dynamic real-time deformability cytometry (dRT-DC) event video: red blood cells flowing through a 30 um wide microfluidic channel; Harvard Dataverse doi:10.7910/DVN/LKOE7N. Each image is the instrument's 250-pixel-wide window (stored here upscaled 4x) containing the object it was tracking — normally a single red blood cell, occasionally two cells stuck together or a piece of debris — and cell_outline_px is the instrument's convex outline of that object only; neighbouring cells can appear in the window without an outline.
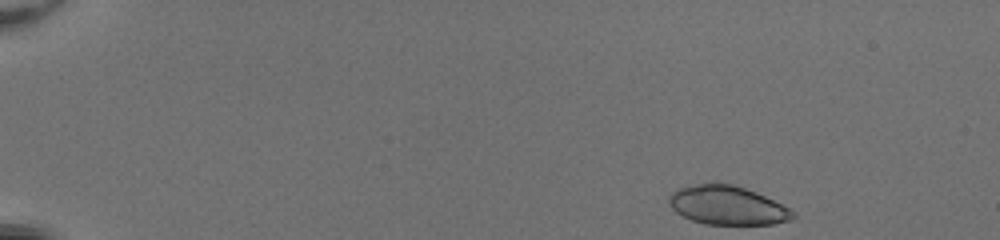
{"species": "common noctule bat (a hibernating species)", "species_latin": "Nyctalus noctula", "temperature_condition": "room temperature", "stored_images_in_passage": 17, "camera_frame_rate_fps": 3000, "um_per_image_px": 0.085, "animal": {"sex": "female", "body_mass_g": 20.0, "forearm_length_mm": 54.0}, "frame": {"image": 1, "passage_image": 1, "time_ms": 0.0, "image_size_px": [1000, 240], "cell_outline_px": [[796, 216], [792, 220], [772, 224], [704, 224], [692, 220], [676, 212], [668, 204], [668, 196], [676, 188], [688, 184], [712, 180], [732, 184], [744, 188], [764, 196], [796, 212]], "centroid_in_image_um": [61.76, 17.41], "position_along_channel_um": 23.2, "area_um2": 28.55}}
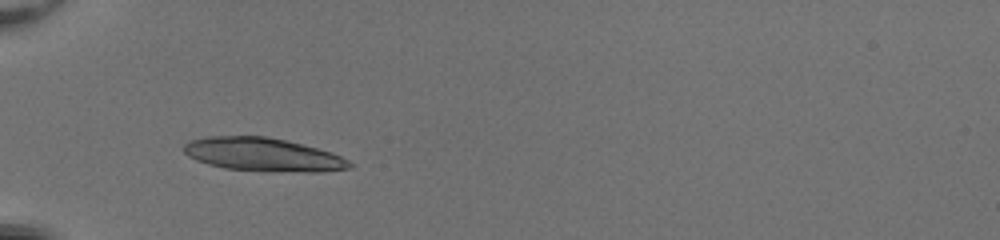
{"frame": {"image": 2, "passage_image": 13, "time_ms": 4.0, "image_size_px": [1000, 240], "cell_outline_px": [[352, 168], [320, 172], [268, 172], [224, 168], [208, 164], [196, 160], [188, 156], [184, 152], [184, 144], [188, 140], [208, 136], [264, 136], [284, 140], [332, 152], [348, 160], [352, 164]], "centroid_in_image_um": [22.34, 13.15], "position_along_channel_um": 62.7, "area_um2": 32.43}}